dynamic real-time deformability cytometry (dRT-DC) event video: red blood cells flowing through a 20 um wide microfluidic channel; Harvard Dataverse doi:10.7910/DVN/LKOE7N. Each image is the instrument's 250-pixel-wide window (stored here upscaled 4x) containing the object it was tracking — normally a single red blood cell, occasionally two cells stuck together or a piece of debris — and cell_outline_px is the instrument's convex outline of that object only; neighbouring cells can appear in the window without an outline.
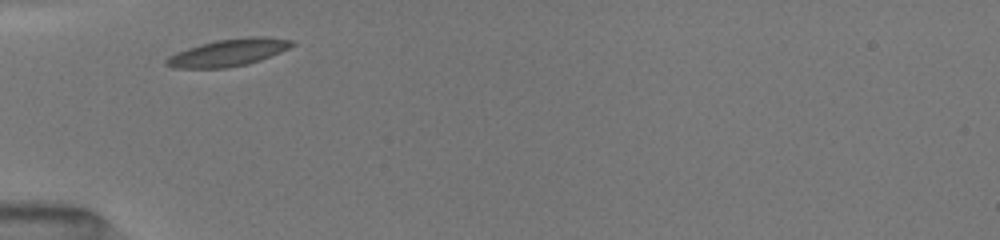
{"species": "common noctule bat (a hibernating species)", "species_latin": "Nyctalus noctula", "temperature_condition": "room temperature", "stored_images_in_passage": 7, "camera_frame_rate_fps": 3000, "um_per_image_px": 0.085, "animal": {"sex": "female", "body_mass_g": 19.5, "forearm_length_mm": 54.1}, "frame": {"image": 1, "passage_image": 1, "time_ms": 0.0, "image_size_px": [1000, 240], "cell_outline_px": [[296, 44], [280, 52], [260, 60], [248, 64], [228, 68], [172, 68], [164, 64], [164, 60], [168, 56], [176, 52], [200, 44], [216, 40], [244, 36], [264, 36], [292, 40]], "centroid_in_image_um": [19.39, 4.46], "position_along_channel_um": 65.6, "area_um2": 20.11}}
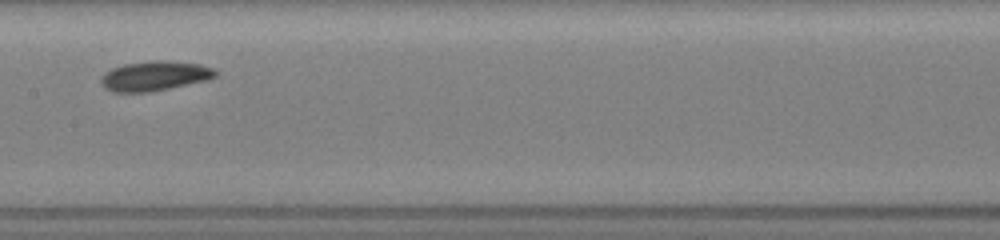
{"frame": {"image": 2, "passage_image": 4, "time_ms": 3.333, "image_size_px": [1000, 240], "cell_outline_px": [[216, 76], [208, 80], [148, 92], [112, 92], [104, 88], [100, 80], [104, 72], [112, 68], [124, 64], [152, 60], [168, 60], [200, 64], [212, 68], [216, 72]], "centroid_in_image_um": [13.12, 6.44], "position_along_channel_um": 194.3, "area_um2": 19.83}}
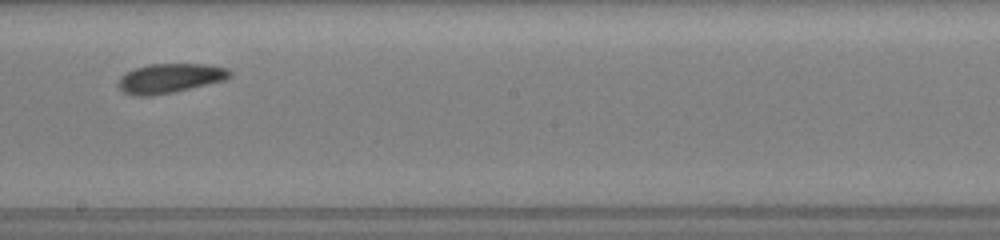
{"frame": {"image": 3, "passage_image": 5, "time_ms": 4.333, "image_size_px": [1000, 240], "cell_outline_px": [[232, 76], [224, 80], [172, 92], [152, 96], [132, 96], [124, 92], [116, 84], [120, 76], [136, 68], [148, 64], [204, 64], [228, 68], [232, 72]], "centroid_in_image_um": [14.42, 6.65], "position_along_channel_um": 233.8, "area_um2": 19.07}}